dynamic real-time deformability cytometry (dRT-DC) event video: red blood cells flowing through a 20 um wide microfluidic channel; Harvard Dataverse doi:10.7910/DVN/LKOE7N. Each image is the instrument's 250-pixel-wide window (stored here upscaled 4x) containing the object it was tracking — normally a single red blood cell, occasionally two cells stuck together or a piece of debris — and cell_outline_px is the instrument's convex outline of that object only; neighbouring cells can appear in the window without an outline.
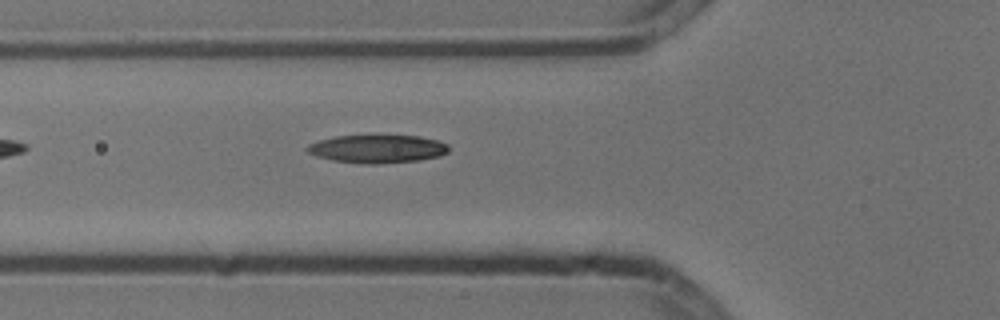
{"species": "common noctule bat (a hibernating species)", "species_latin": "Nyctalus noctula", "temperature_condition": "cold", "stored_images_in_passage": 4, "camera_frame_rate_fps": 3000, "um_per_image_px": 0.085, "animal": {"sex": "male", "body_mass_g": 13.3}, "frame": {"image": 1, "passage_image": 4, "time_ms": 1.0, "image_size_px": [1000, 320], "cell_outline_px": [[448, 152], [440, 156], [420, 160], [380, 164], [364, 164], [336, 160], [316, 156], [308, 152], [304, 148], [308, 144], [320, 140], [336, 136], [376, 132], [420, 136], [436, 140], [448, 144]], "centroid_in_image_um": [32.09, 12.6], "position_along_channel_um": 93.7, "area_um2": 24.28}}